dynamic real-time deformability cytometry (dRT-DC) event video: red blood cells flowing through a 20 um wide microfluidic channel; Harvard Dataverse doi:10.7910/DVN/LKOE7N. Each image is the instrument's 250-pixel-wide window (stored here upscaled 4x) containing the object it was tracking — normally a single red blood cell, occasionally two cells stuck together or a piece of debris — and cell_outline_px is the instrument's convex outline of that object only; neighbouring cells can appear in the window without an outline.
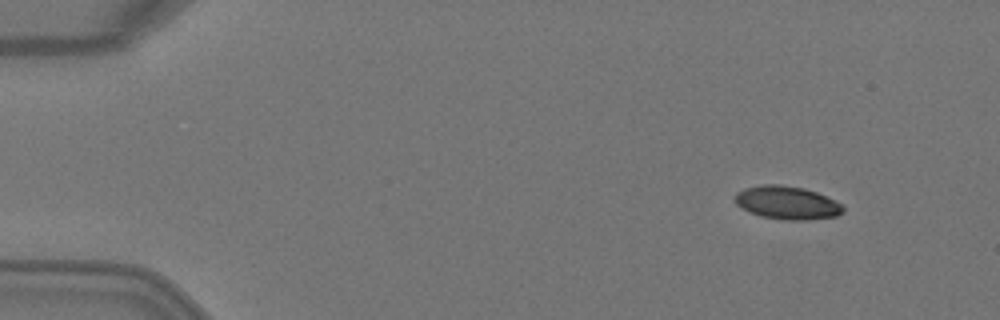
{"species": "Egyptian fruit bat (a non-hibernating species)", "species_latin": "Rousettus aegyptiacus", "temperature_condition": "warm", "stored_images_in_passage": 7, "camera_frame_rate_fps": 3000, "um_per_image_px": 0.085, "animal": {"sex": "female"}, "frame": {"image": 1, "passage_image": 1, "time_ms": 0.0, "image_size_px": [1000, 320], "cell_outline_px": [[844, 212], [836, 216], [808, 220], [780, 220], [760, 216], [748, 212], [736, 204], [736, 192], [744, 188], [764, 184], [780, 184], [804, 188], [816, 192], [836, 200], [844, 208]], "centroid_in_image_um": [66.9, 17.24], "position_along_channel_um": 18.1, "area_um2": 21.1}}